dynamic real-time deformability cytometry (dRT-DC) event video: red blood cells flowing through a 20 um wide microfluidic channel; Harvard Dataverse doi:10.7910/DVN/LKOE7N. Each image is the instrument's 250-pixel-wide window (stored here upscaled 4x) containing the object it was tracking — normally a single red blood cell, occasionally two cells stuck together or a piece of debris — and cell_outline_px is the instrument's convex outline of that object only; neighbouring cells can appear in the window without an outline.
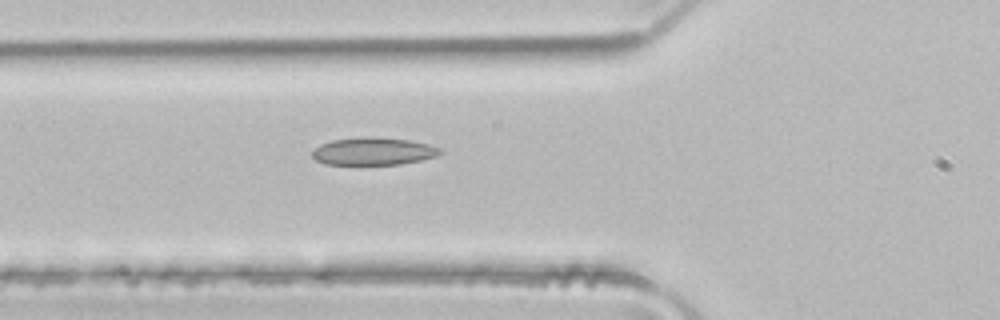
{"species": "common noctule bat (a hibernating species)", "species_latin": "Nyctalus noctula", "temperature_condition": "room temperature", "stored_images_in_passage": 4, "camera_frame_rate_fps": 3000, "um_per_image_px": 0.085, "animal": {"sex": "male", "body_mass_g": 21.5, "forearm_length_mm": 52.0}, "frame": {"image": 1, "passage_image": 4, "time_ms": 1.0, "image_size_px": [1000, 320], "cell_outline_px": [[444, 152], [436, 156], [420, 160], [400, 164], [324, 164], [316, 160], [312, 156], [312, 152], [320, 144], [332, 140], [412, 140], [428, 144], [440, 148]], "centroid_in_image_um": [31.76, 12.91], "position_along_channel_um": 94.0, "area_um2": 19.36}}